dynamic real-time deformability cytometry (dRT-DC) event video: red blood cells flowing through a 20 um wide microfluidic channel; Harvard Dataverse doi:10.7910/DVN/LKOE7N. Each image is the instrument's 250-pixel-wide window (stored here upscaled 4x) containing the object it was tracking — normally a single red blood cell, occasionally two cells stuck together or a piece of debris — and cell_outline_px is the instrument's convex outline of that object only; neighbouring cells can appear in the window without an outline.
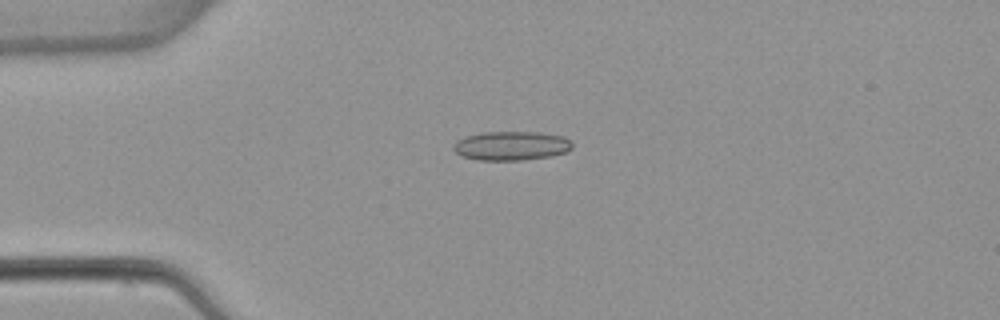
{"species": "common noctule bat (a hibernating species)", "species_latin": "Nyctalus noctula", "temperature_condition": "warm", "stored_images_in_passage": 4, "camera_frame_rate_fps": 3000, "um_per_image_px": 0.085, "animal": {"sex": "female", "body_mass_g": 22.7, "forearm_length_mm": 54.2}, "frame": {"image": 1, "passage_image": 1, "time_ms": 0.0, "image_size_px": [1000, 320], "cell_outline_px": [[572, 148], [564, 152], [552, 156], [524, 160], [476, 160], [464, 156], [456, 152], [452, 148], [456, 140], [464, 136], [484, 132], [540, 132], [564, 136], [572, 140]], "centroid_in_image_um": [43.47, 12.38], "position_along_channel_um": 41.5, "area_um2": 20.29}}
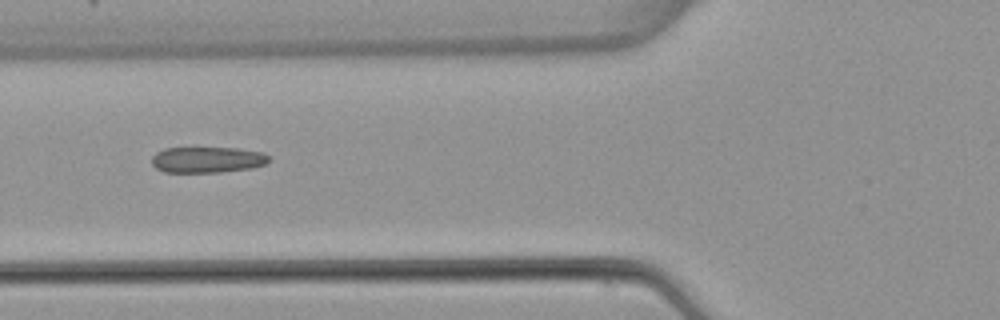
{"frame": {"image": 2, "passage_image": 3, "time_ms": 2.333, "image_size_px": [1000, 320], "cell_outline_px": [[268, 160], [264, 164], [252, 168], [220, 172], [164, 172], [156, 168], [152, 164], [152, 156], [156, 152], [164, 148], [240, 148], [264, 152], [268, 156]], "centroid_in_image_um": [17.61, 13.57], "position_along_channel_um": 108.2, "area_um2": 17.74}}
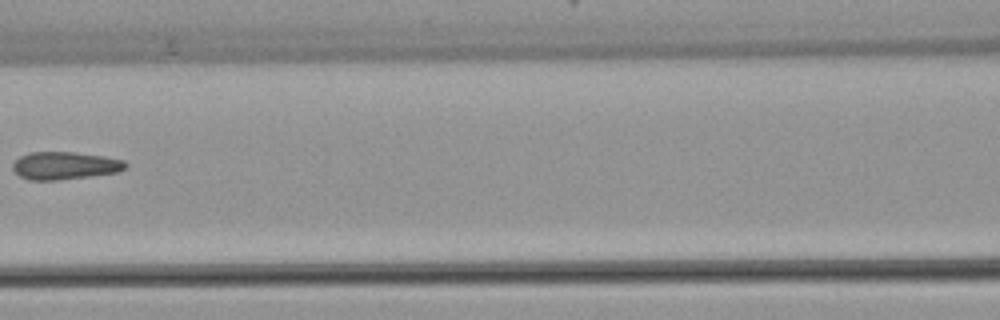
{"frame": {"image": 3, "passage_image": 4, "time_ms": 3.667, "image_size_px": [1000, 320], "cell_outline_px": [[128, 164], [124, 168], [116, 172], [88, 176], [56, 180], [28, 180], [20, 176], [12, 168], [12, 164], [20, 156], [32, 152], [76, 152], [104, 156], [124, 160]], "centroid_in_image_um": [5.49, 14.07], "position_along_channel_um": 161.1, "area_um2": 18.03}}